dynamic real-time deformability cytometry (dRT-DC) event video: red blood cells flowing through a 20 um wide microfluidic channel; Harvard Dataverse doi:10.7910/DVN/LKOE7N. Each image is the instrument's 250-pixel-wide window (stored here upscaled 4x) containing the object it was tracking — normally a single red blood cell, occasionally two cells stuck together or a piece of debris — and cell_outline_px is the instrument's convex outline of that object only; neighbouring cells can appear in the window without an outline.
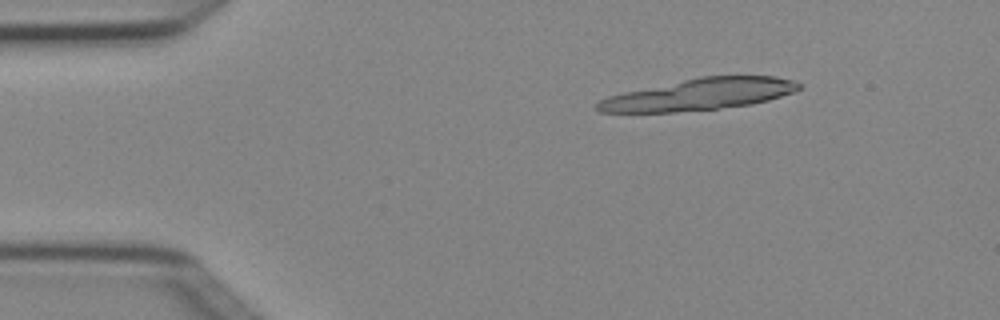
{"species": "Egyptian fruit bat (a non-hibernating species)", "species_latin": "Rousettus aegyptiacus", "temperature_condition": "cold", "stored_images_in_passage": 5, "camera_frame_rate_fps": 3000, "um_per_image_px": 0.085, "animal": {"sex": "female"}, "frame": {"image": 1, "passage_image": 2, "time_ms": 0.333, "image_size_px": [1000, 320], "cell_outline_px": [[800, 88], [792, 92], [768, 100], [752, 104], [716, 108], [676, 112], [600, 112], [596, 108], [596, 104], [600, 100], [608, 96], [624, 92], [700, 76], [776, 76], [796, 80], [800, 84]], "centroid_in_image_um": [59.45, 8.01], "position_along_channel_um": 25.5, "area_um2": 36.7}}
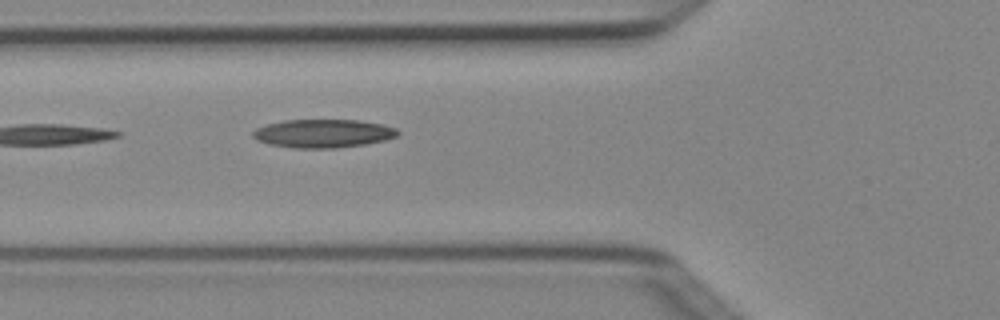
{"frame": {"image": 2, "passage_image": 5, "time_ms": 1.333, "image_size_px": [1000, 320], "cell_outline_px": [[400, 132], [396, 136], [384, 140], [364, 144], [336, 148], [292, 148], [268, 144], [256, 140], [252, 136], [252, 132], [256, 128], [268, 124], [284, 120], [360, 120], [384, 124], [396, 128]], "centroid_in_image_um": [27.45, 11.34], "position_along_channel_um": 98.3, "area_um2": 24.04}}